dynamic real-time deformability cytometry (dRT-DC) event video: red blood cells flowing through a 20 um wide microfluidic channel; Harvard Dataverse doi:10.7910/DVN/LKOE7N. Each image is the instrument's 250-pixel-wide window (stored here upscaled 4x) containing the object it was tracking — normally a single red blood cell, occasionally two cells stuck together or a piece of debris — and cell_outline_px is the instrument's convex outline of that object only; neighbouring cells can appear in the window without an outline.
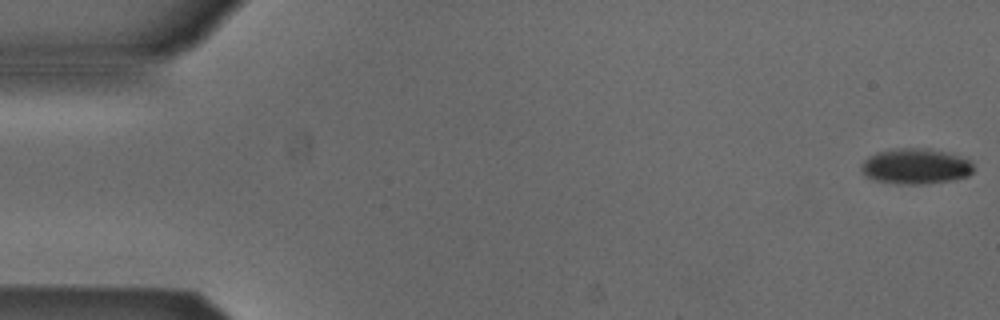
{"species": "Egyptian fruit bat (a non-hibernating species)", "species_latin": "Rousettus aegyptiacus", "temperature_condition": "cold", "stored_images_in_passage": 53, "camera_frame_rate_fps": 3000, "um_per_image_px": 0.085, "animal": {"sex": "male"}, "frame": {"image": 1, "passage_image": 1, "time_ms": 0.0, "image_size_px": [1000, 320], "cell_outline_px": [[972, 172], [968, 176], [952, 180], [924, 184], [896, 184], [876, 180], [864, 176], [860, 168], [864, 160], [868, 156], [876, 152], [900, 148], [928, 148], [944, 152], [968, 160], [972, 164]], "centroid_in_image_um": [77.77, 14.14], "position_along_channel_um": 7.2, "area_um2": 23.12}}
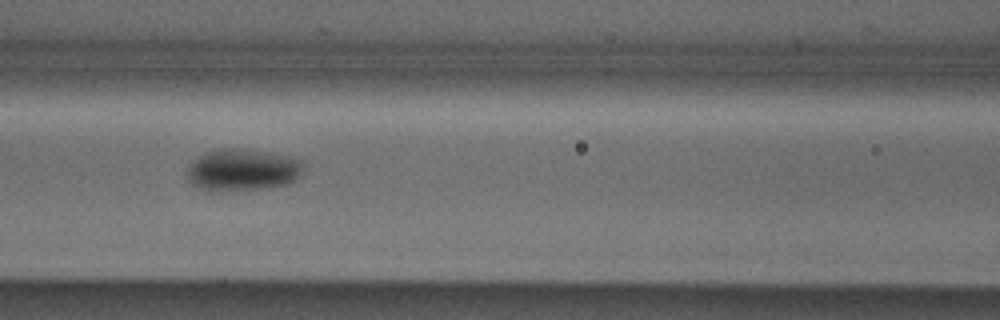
{"frame": {"image": 2, "passage_image": 23, "time_ms": 7.333, "image_size_px": [1000, 320], "cell_outline_px": [[304, 164], [300, 176], [296, 180], [288, 184], [264, 188], [220, 192], [208, 192], [192, 184], [188, 180], [188, 168], [192, 160], [208, 152], [220, 148], [236, 148], [264, 152], [288, 156], [300, 160]], "centroid_in_image_um": [20.6, 14.47], "position_along_channel_um": 146.0, "area_um2": 28.55}}
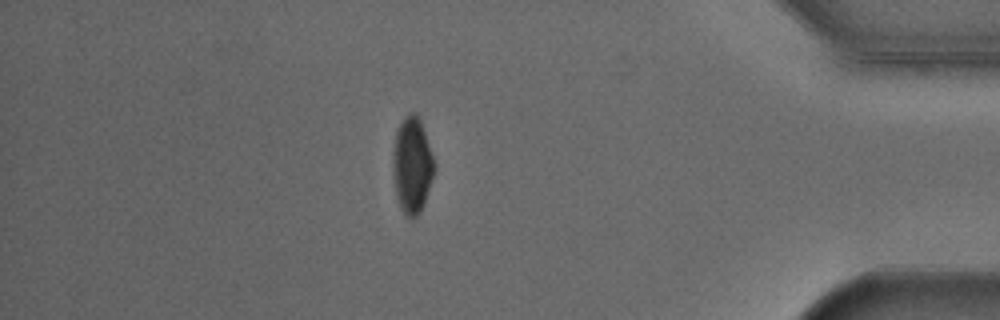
{"frame": {"image": 3, "passage_image": 46, "time_ms": 15.0, "image_size_px": [1000, 320], "cell_outline_px": [[436, 168], [424, 204], [420, 212], [412, 220], [408, 220], [400, 208], [396, 196], [392, 172], [392, 152], [396, 128], [404, 116], [408, 112], [416, 112], [420, 120], [436, 164]], "centroid_in_image_um": [35.01, 14.05], "position_along_channel_um": 400.2, "area_um2": 23.87}, "authors_computed_cell_mechanics": {"area_um2": 24.6806, "velocity_mm_per_s": 3.8591, "shape_relaxation_time_tau1_ms": 3.3269, "shape_relaxation_time_tau2_ms": null, "deformation_change_tau1": 0.085, "deformation_change_tau2": null}}